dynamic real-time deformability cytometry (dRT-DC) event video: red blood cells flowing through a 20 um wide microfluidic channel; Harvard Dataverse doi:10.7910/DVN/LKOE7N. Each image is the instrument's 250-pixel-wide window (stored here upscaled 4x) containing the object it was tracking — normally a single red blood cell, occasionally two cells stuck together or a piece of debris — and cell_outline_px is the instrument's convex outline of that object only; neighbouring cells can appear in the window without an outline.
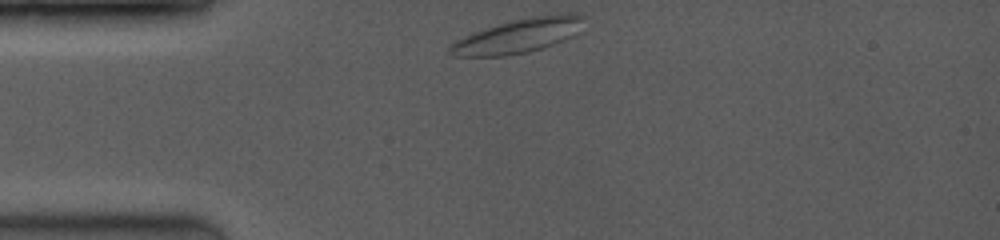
{"species": "common noctule bat (a hibernating species)", "species_latin": "Nyctalus noctula", "temperature_condition": "room temperature", "stored_images_in_passage": 19, "camera_frame_rate_fps": 3500, "um_per_image_px": 0.085, "animal": {"sex": "female", "body_mass_g": 19.0, "forearm_length_mm": 53.3}, "frame": {"image": 1, "passage_image": 1, "time_ms": 0.0, "image_size_px": [1000, 240], "cell_outline_px": [[584, 16], [568, 36], [552, 44], [528, 52], [508, 56], [452, 56], [448, 52], [448, 48], [456, 40], [472, 32], [496, 24], [512, 20], [536, 16], [568, 12], [576, 12]], "centroid_in_image_um": [43.91, 3.05], "position_along_channel_um": 41.1, "area_um2": 26.01}}
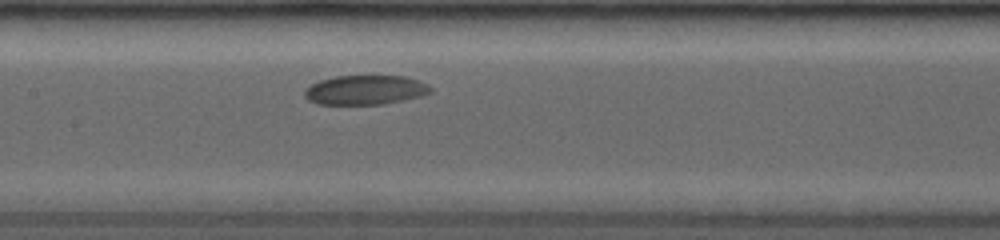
{"frame": {"image": 2, "passage_image": 13, "time_ms": 4.286, "image_size_px": [1000, 240], "cell_outline_px": [[432, 92], [420, 96], [404, 100], [384, 104], [316, 104], [308, 100], [304, 96], [304, 92], [312, 84], [320, 80], [336, 76], [404, 76], [428, 84], [432, 88]], "centroid_in_image_um": [31.06, 7.65], "position_along_channel_um": 176.3, "area_um2": 21.5}}
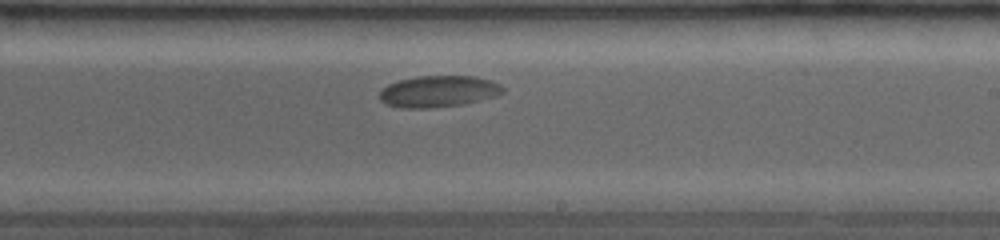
{"frame": {"image": 3, "passage_image": 18, "time_ms": 6.286, "image_size_px": [1000, 240], "cell_outline_px": [[504, 92], [496, 96], [464, 104], [432, 108], [400, 108], [388, 104], [380, 100], [380, 92], [388, 84], [400, 80], [416, 76], [476, 76], [492, 80], [500, 84], [504, 88]], "centroid_in_image_um": [37.3, 7.76], "position_along_channel_um": 251.7, "area_um2": 22.72}}